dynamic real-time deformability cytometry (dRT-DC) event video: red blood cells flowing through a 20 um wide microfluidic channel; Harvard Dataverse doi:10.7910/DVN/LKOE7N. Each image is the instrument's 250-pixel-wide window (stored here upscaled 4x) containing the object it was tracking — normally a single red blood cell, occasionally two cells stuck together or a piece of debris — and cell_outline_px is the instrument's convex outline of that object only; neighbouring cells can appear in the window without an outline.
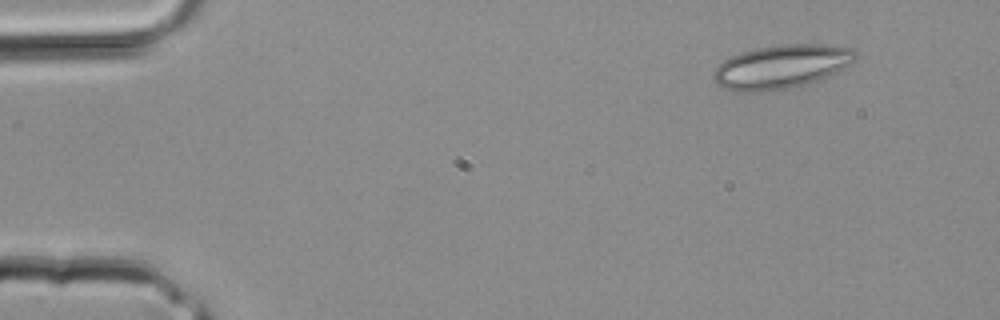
{"species": "common noctule bat (a hibernating species)", "species_latin": "Nyctalus noctula", "temperature_condition": "room temperature", "stored_images_in_passage": 3, "camera_frame_rate_fps": 3000, "um_per_image_px": 0.085, "animal": {"sex": "male", "body_mass_g": 20.4}, "frame": {"image": 1, "passage_image": 3, "time_ms": 0.667, "image_size_px": [1000, 320], "cell_outline_px": [[856, 60], [828, 76], [792, 88], [764, 92], [736, 92], [724, 88], [716, 84], [712, 76], [712, 72], [724, 60], [740, 52], [756, 48], [784, 44], [828, 44], [852, 48], [856, 52]], "centroid_in_image_um": [66.39, 5.67], "position_along_channel_um": 18.6, "area_um2": 36.3}}